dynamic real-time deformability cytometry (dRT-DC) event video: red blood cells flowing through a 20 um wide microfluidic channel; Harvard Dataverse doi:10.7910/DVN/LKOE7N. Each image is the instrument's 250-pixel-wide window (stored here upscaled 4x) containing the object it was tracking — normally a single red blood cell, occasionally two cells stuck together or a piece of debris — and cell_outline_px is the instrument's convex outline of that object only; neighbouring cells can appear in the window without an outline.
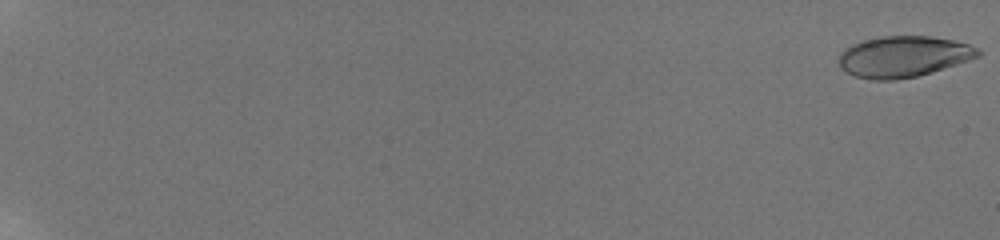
{"species": "human", "species_latin": "Homo sapiens", "temperature_condition": "room temperature", "stored_images_in_passage": 42, "camera_frame_rate_fps": 3000, "um_per_image_px": 0.085, "donor": {"sex": "male"}, "frame": {"image": 1, "passage_image": 1, "time_ms": 0.0, "image_size_px": [1000, 240], "cell_outline_px": [[980, 56], [932, 72], [916, 76], [896, 80], [872, 80], [856, 76], [840, 68], [840, 52], [844, 48], [852, 44], [864, 40], [880, 36], [932, 36], [952, 40], [968, 44], [980, 48]], "centroid_in_image_um": [76.79, 4.8], "position_along_channel_um": 8.2, "area_um2": 33.23}}
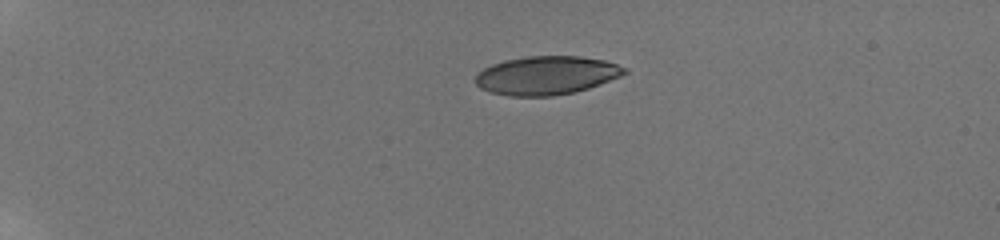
{"frame": {"image": 2, "passage_image": 29, "time_ms": 5.333, "image_size_px": [1000, 240], "cell_outline_px": [[628, 72], [620, 76], [600, 84], [588, 88], [572, 92], [552, 96], [508, 96], [488, 92], [480, 88], [476, 84], [476, 72], [492, 64], [504, 60], [528, 56], [580, 56], [604, 60], [628, 68]], "centroid_in_image_um": [46.42, 6.4], "position_along_channel_um": 38.6, "area_um2": 33.58}}